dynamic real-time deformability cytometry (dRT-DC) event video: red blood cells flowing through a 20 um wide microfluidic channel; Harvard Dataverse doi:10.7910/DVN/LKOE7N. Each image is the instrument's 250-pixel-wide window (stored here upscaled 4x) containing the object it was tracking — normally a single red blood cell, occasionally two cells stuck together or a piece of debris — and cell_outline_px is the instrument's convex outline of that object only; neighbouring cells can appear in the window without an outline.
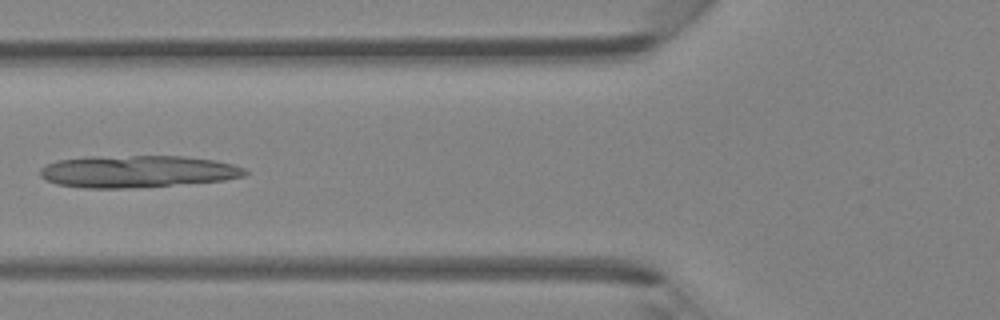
{"species": "Egyptian fruit bat (a non-hibernating species)", "species_latin": "Rousettus aegyptiacus", "temperature_condition": "room temperature", "stored_images_in_passage": 45, "camera_frame_rate_fps": 3000, "um_per_image_px": 0.085, "animal": {"sex": "female"}, "frame": {"image": 1, "passage_image": 18, "time_ms": 5.667, "image_size_px": [1000, 320], "cell_outline_px": [[248, 172], [244, 176], [224, 180], [128, 188], [84, 188], [56, 184], [44, 180], [40, 176], [40, 168], [56, 160], [84, 156], [184, 156], [216, 160], [232, 164], [244, 168]], "centroid_in_image_um": [11.62, 14.56], "position_along_channel_um": 114.2, "area_um2": 38.49}}
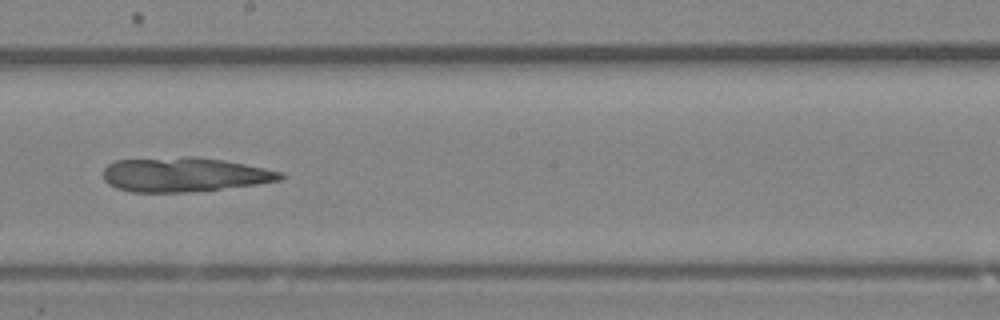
{"frame": {"image": 2, "passage_image": 26, "time_ms": 8.333, "image_size_px": [1000, 320], "cell_outline_px": [[284, 176], [280, 180], [256, 184], [184, 192], [132, 192], [116, 188], [108, 184], [104, 180], [104, 168], [108, 164], [116, 160], [184, 156], [196, 156], [224, 160], [284, 172]], "centroid_in_image_um": [15.63, 14.82], "position_along_channel_um": 232.6, "area_um2": 35.37}}
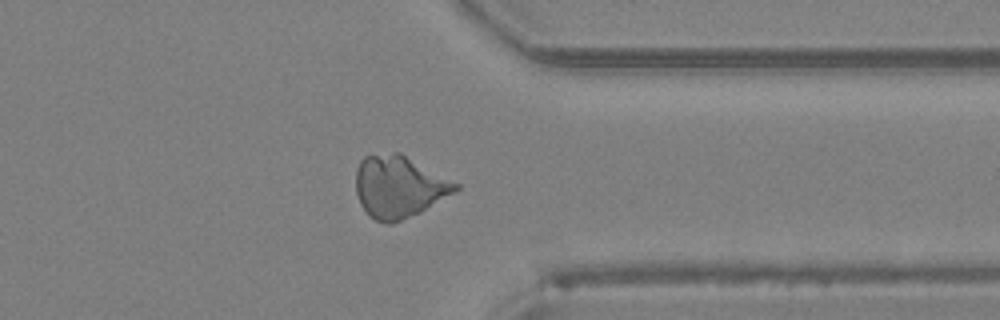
{"frame": {"image": 3, "passage_image": 36, "time_ms": 11.667, "image_size_px": [1000, 320], "cell_outline_px": [[460, 188], [420, 212], [392, 224], [384, 224], [376, 220], [360, 204], [356, 192], [356, 168], [360, 160], [364, 156], [392, 152], [400, 152], [460, 184]], "centroid_in_image_um": [33.89, 15.85], "position_along_channel_um": 377.5, "area_um2": 35.84}}